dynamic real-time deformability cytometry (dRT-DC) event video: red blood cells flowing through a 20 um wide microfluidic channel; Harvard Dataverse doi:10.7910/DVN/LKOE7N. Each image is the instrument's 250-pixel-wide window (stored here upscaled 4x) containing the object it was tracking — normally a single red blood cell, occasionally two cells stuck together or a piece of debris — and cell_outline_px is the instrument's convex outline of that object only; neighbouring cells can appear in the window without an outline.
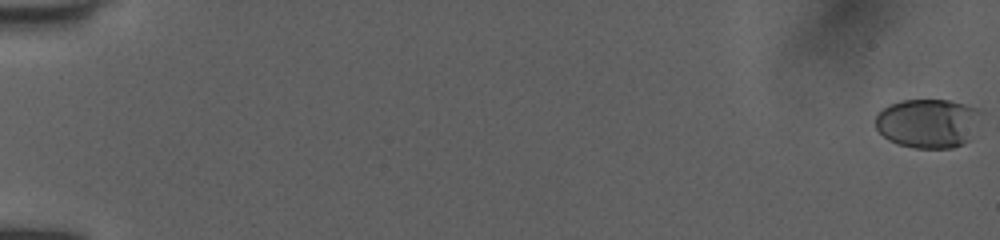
{"species": "human", "species_latin": "Homo sapiens", "temperature_condition": "room temperature", "stored_images_in_passage": 54, "camera_frame_rate_fps": 3000, "um_per_image_px": 0.085, "donor": {"sex": "female"}, "frame": {"image": 1, "passage_image": 1, "time_ms": 0.0, "image_size_px": [1000, 240], "cell_outline_px": [[984, 112], [968, 140], [964, 144], [952, 148], [916, 148], [896, 144], [888, 140], [876, 128], [876, 116], [888, 104], [900, 100], [948, 100], [980, 108]], "centroid_in_image_um": [78.9, 10.47], "position_along_channel_um": 6.1, "area_um2": 30.46}}
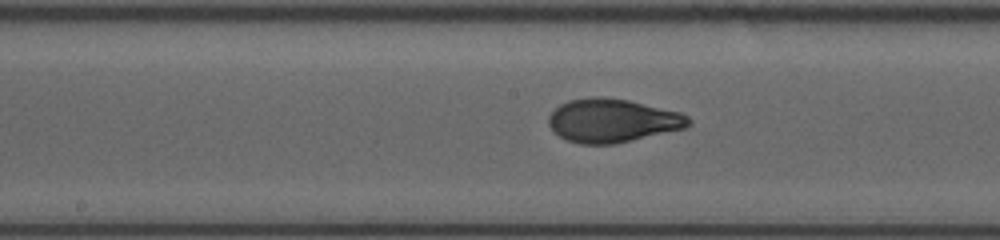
{"frame": {"image": 2, "passage_image": 30, "time_ms": 9.667, "image_size_px": [1000, 240], "cell_outline_px": [[692, 124], [684, 128], [612, 144], [580, 144], [568, 140], [560, 136], [548, 124], [548, 116], [560, 104], [568, 100], [592, 96], [600, 96], [628, 100], [680, 112], [688, 116], [692, 120]], "centroid_in_image_um": [52.05, 10.23], "position_along_channel_um": 196.2, "area_um2": 35.26}}
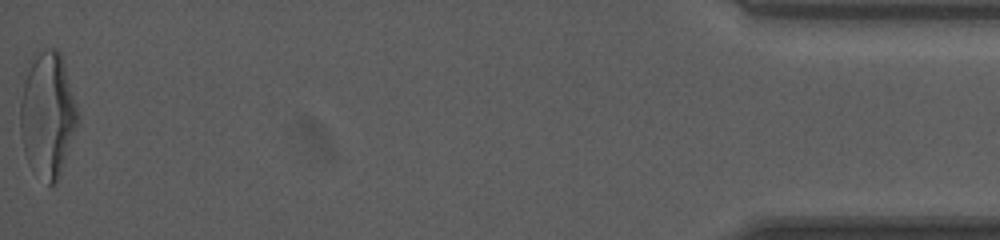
{"frame": {"image": 3, "passage_image": 54, "time_ms": 17.667, "image_size_px": [1000, 240], "cell_outline_px": [[80, 120], [60, 172], [56, 180], [52, 184], [48, 184], [28, 164], [24, 152], [20, 132], [20, 72], [44, 48], [56, 48], [60, 52], [80, 116]], "centroid_in_image_um": [4.0, 9.67], "position_along_channel_um": 431.2, "area_um2": 42.43}, "authors_computed_cell_mechanics": {"area_um2": 34.5355, "velocity_mm_per_s": 4.0218, "shape_relaxation_time_tau1_ms": 4.8118, "shape_relaxation_time_tau2_ms": 0.8064, "deformation_change_tau1": 0.2054, "deformation_change_tau2": 0.0488}}